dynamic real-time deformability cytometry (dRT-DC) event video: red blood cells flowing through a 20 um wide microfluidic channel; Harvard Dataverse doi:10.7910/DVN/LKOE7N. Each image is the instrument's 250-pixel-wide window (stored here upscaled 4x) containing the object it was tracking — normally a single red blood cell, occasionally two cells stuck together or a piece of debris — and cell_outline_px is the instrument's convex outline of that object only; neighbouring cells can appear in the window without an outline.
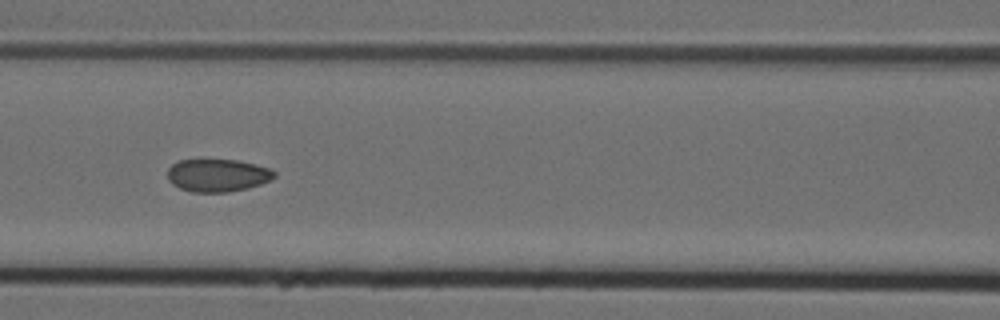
{"species": "Egyptian fruit bat (a non-hibernating species)", "species_latin": "Rousettus aegyptiacus", "temperature_condition": "cold", "stored_images_in_passage": 9, "segment_of_instrument_passage": [1, 2], "camera_frame_rate_fps": 3000, "um_per_image_px": 0.085, "animal": {"sex": "female"}, "frame": {"image": 1, "passage_image": 6, "time_ms": 1.667, "image_size_px": [1000, 320], "cell_outline_px": [[276, 176], [272, 180], [248, 188], [228, 192], [192, 192], [180, 188], [172, 184], [168, 180], [168, 168], [172, 164], [180, 160], [236, 160], [256, 164], [272, 168], [276, 172]], "centroid_in_image_um": [18.53, 14.9], "position_along_channel_um": 148.1, "area_um2": 20.52}}
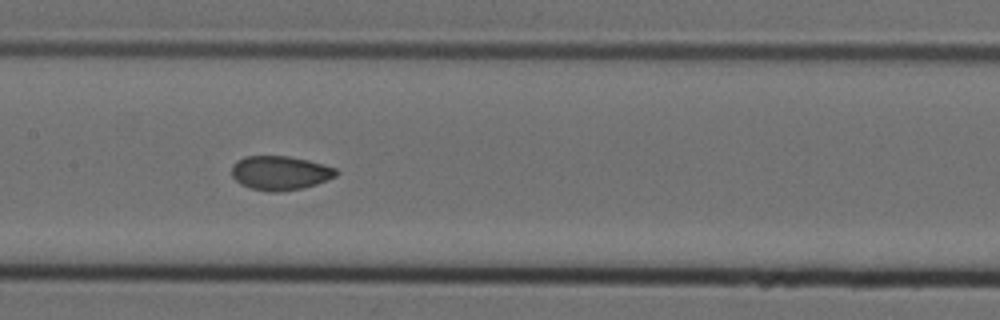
{"frame": {"image": 2, "passage_image": 7, "time_ms": 2.0, "image_size_px": [1000, 320], "cell_outline_px": [[340, 172], [336, 176], [316, 184], [300, 188], [276, 192], [268, 192], [252, 188], [240, 184], [232, 176], [232, 164], [236, 160], [244, 156], [288, 156], [308, 160], [324, 164], [336, 168]], "centroid_in_image_um": [23.8, 14.69], "position_along_channel_um": 183.6, "area_um2": 20.81}}
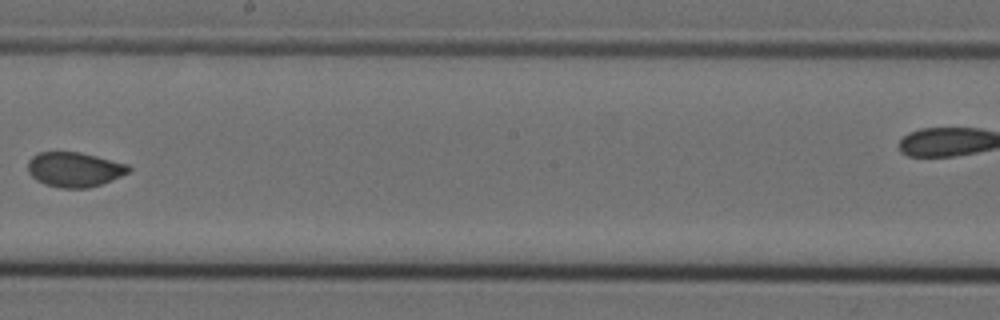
{"frame": {"image": 3, "passage_image": 8, "time_ms": 2.333, "image_size_px": [1000, 320], "cell_outline_px": [[132, 168], [128, 172], [120, 176], [100, 184], [88, 188], [60, 188], [44, 184], [36, 180], [28, 172], [28, 160], [32, 156], [40, 152], [80, 152], [128, 164]], "centroid_in_image_um": [6.3, 14.4], "position_along_channel_um": 241.9, "area_um2": 20.35}}